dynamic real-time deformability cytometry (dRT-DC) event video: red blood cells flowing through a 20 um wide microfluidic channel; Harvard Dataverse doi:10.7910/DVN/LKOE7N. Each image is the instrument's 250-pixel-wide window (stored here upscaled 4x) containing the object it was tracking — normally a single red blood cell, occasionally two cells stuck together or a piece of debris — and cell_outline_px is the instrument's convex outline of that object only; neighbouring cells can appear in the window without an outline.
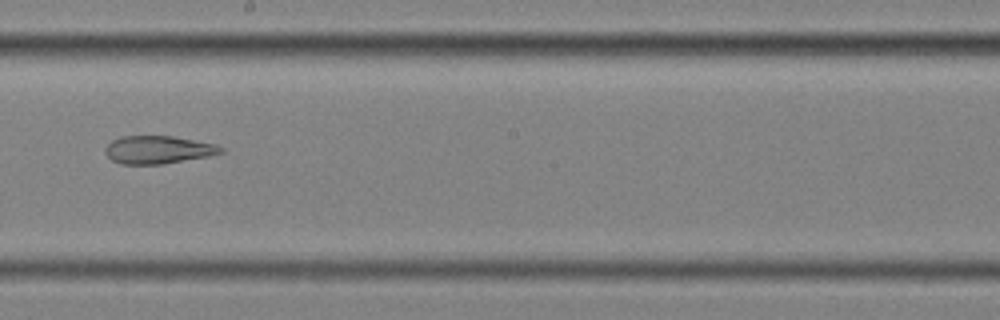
{"species": "common noctule bat (a hibernating species)", "species_latin": "Nyctalus noctula", "temperature_condition": "cold", "stored_images_in_passage": 8, "camera_frame_rate_fps": 3000, "um_per_image_px": 0.085, "animal": {"sex": "female", "body_mass_g": 25.1}, "frame": {"image": 1, "passage_image": 8, "time_ms": 2.333, "image_size_px": [1000, 320], "cell_outline_px": [[224, 152], [208, 156], [160, 164], [120, 164], [112, 160], [104, 152], [104, 148], [112, 140], [120, 136], [172, 136], [216, 144], [224, 148]], "centroid_in_image_um": [13.41, 12.72], "position_along_channel_um": 234.8, "area_um2": 18.73}}